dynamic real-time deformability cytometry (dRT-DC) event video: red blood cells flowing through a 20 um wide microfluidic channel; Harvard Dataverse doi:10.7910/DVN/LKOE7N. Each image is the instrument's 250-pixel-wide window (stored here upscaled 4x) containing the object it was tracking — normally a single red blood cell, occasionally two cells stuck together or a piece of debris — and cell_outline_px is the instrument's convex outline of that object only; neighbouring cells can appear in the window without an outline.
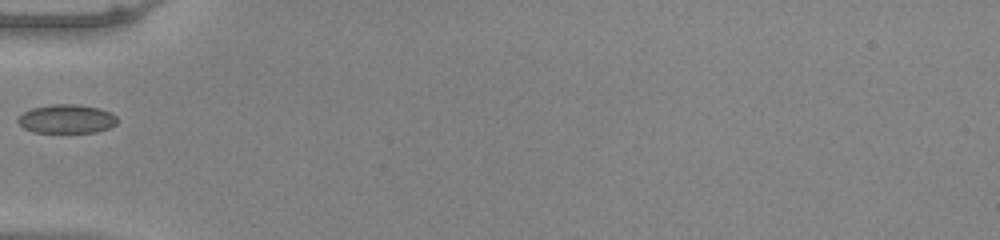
{"species": "common noctule bat (a hibernating species)", "species_latin": "Nyctalus noctula", "temperature_condition": "warm", "stored_images_in_passage": 10, "camera_frame_rate_fps": 3000, "um_per_image_px": 0.085, "animal": {"sex": "male", "body_mass_g": 20.0, "forearm_length_mm": 53.3}, "frame": {"image": 1, "passage_image": 1, "time_ms": 0.0, "image_size_px": [1000, 240], "cell_outline_px": [[116, 124], [108, 128], [96, 132], [32, 132], [24, 128], [16, 120], [24, 112], [32, 108], [52, 104], [76, 104], [100, 108], [116, 116]], "centroid_in_image_um": [5.65, 10.1], "position_along_channel_um": 79.3, "area_um2": 16.53}}
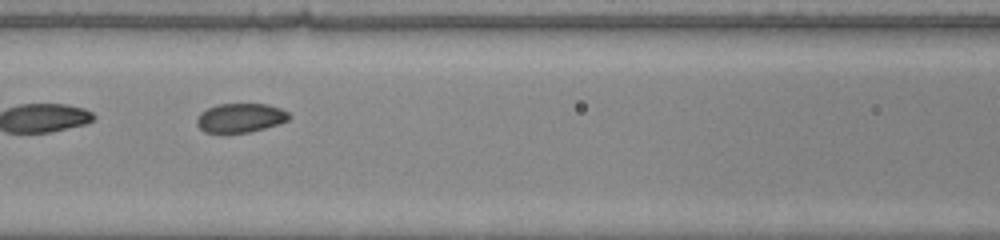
{"frame": {"image": 2, "passage_image": 6, "time_ms": 1.667, "image_size_px": [1000, 240], "cell_outline_px": [[292, 116], [288, 120], [264, 128], [248, 132], [204, 132], [196, 124], [196, 120], [200, 112], [216, 104], [268, 104], [280, 108], [288, 112]], "centroid_in_image_um": [20.42, 10.0], "position_along_channel_um": 146.2, "area_um2": 15.55}}